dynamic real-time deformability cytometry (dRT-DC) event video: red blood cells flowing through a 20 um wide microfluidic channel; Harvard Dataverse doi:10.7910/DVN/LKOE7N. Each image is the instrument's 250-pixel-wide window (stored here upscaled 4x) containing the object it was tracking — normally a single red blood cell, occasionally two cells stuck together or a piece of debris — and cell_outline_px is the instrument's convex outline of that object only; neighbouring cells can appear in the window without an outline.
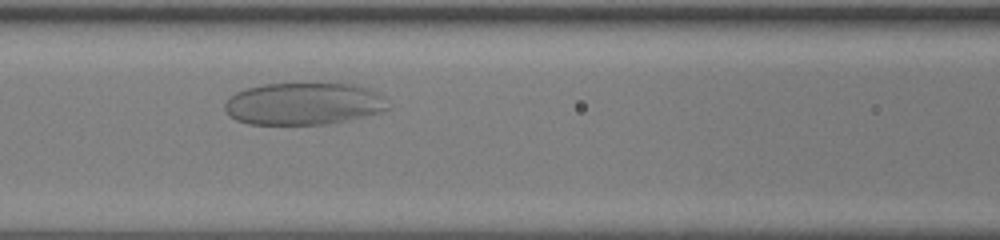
{"species": "human", "species_latin": "Homo sapiens", "temperature_condition": "room temperature", "stored_images_in_passage": 33, "camera_frame_rate_fps": 3000, "um_per_image_px": 0.085, "donor": {"sex": "female"}, "frame": {"image": 1, "passage_image": 12, "time_ms": 3.667, "image_size_px": [1000, 240], "cell_outline_px": [[388, 108], [380, 112], [348, 120], [328, 124], [248, 124], [236, 120], [224, 108], [224, 104], [236, 92], [248, 88], [264, 84], [356, 84], [368, 88], [376, 92], [380, 96]], "centroid_in_image_um": [25.79, 8.82], "position_along_channel_um": 140.8, "area_um2": 39.59}}
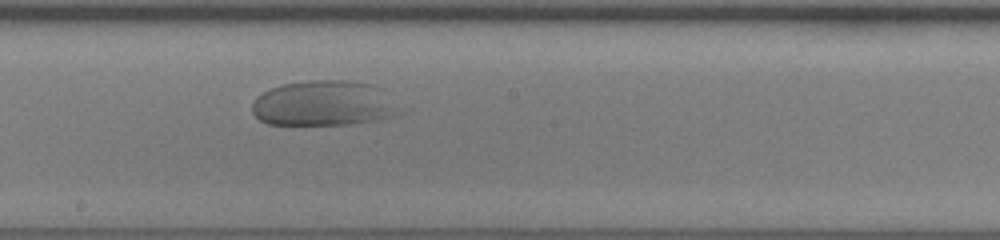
{"frame": {"image": 2, "passage_image": 18, "time_ms": 5.667, "image_size_px": [1000, 240], "cell_outline_px": [[404, 112], [396, 116], [376, 120], [348, 124], [268, 124], [260, 120], [252, 112], [252, 104], [256, 96], [280, 84], [308, 80], [348, 80], [372, 84], [380, 88]], "centroid_in_image_um": [27.53, 8.78], "position_along_channel_um": 220.7, "area_um2": 39.02}}
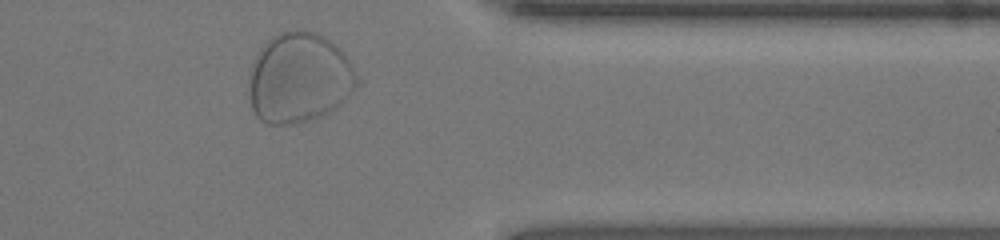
{"frame": {"image": 3, "passage_image": 31, "time_ms": 10.0, "image_size_px": [1000, 240], "cell_outline_px": [[360, 80], [340, 104], [332, 112], [324, 116], [312, 120], [296, 124], [264, 124], [256, 116], [252, 108], [248, 96], [248, 92], [252, 68], [256, 56], [260, 48], [272, 36], [280, 32], [292, 28], [304, 28], [316, 32], [324, 36], [340, 48], [360, 76]], "centroid_in_image_um": [25.44, 6.62], "position_along_channel_um": 386.0, "area_um2": 57.63}}